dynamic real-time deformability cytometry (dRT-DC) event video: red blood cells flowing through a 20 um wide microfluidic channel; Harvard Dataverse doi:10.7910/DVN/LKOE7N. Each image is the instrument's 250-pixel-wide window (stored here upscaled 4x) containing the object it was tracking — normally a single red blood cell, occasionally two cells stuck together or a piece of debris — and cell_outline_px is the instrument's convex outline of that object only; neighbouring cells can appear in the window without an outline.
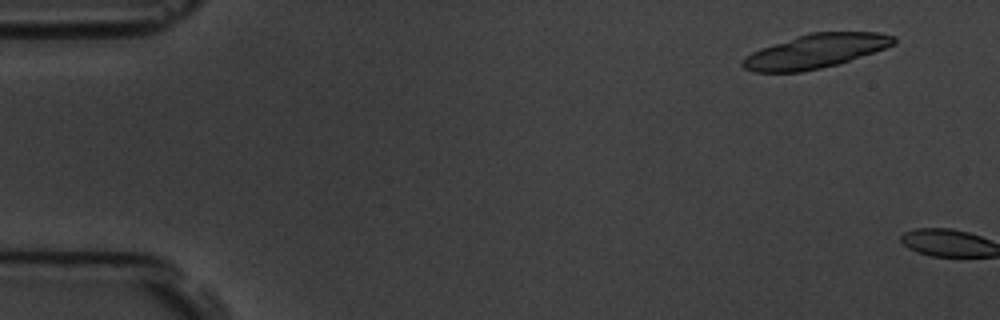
{"species": "common noctule bat (a hibernating species)", "species_latin": "Nyctalus noctula", "temperature_condition": "room temperature", "stored_images_in_passage": 2, "camera_frame_rate_fps": 3000, "um_per_image_px": 0.085, "animal": {"sex": "male", "body_mass_g": 19.5, "forearm_length_mm": 54.6}, "frame": {"image": 1, "passage_image": 1, "time_ms": 0.0, "image_size_px": [1000, 320], "cell_outline_px": [[896, 44], [840, 64], [800, 72], [752, 72], [744, 68], [740, 64], [744, 56], [760, 48], [808, 32], [880, 32], [896, 36]], "centroid_in_image_um": [69.32, 4.35], "position_along_channel_um": 15.7, "area_um2": 30.23}}